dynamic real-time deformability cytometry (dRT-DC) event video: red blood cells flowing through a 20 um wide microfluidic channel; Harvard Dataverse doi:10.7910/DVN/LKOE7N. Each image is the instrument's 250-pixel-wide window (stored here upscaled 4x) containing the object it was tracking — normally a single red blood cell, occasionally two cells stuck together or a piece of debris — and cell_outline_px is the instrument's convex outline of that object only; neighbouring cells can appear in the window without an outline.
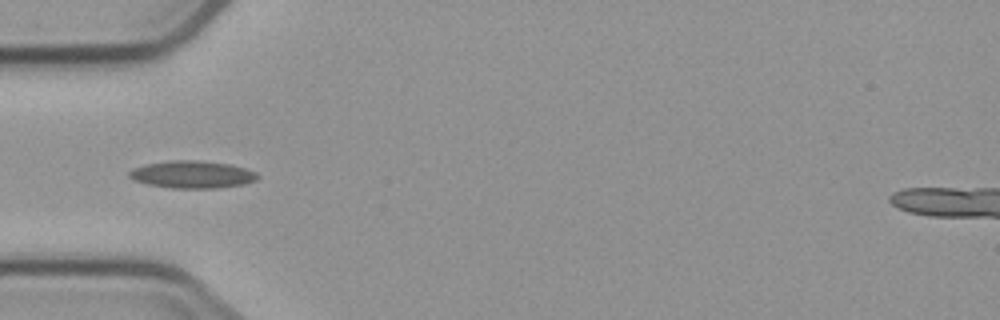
{"species": "common noctule bat (a hibernating species)", "species_latin": "Nyctalus noctula", "temperature_condition": "cold", "stored_images_in_passage": 2, "camera_frame_rate_fps": 3000, "um_per_image_px": 0.085, "animal": {"sex": "male", "body_mass_g": 23.1, "forearm_length_mm": 52.7}, "frame": {"image": 1, "passage_image": 1, "time_ms": 0.0, "image_size_px": [1000, 320], "cell_outline_px": [[260, 176], [256, 180], [244, 184], [216, 188], [172, 188], [148, 184], [136, 180], [128, 176], [128, 172], [132, 168], [144, 164], [168, 160], [196, 160], [232, 164], [256, 172]], "centroid_in_image_um": [16.34, 14.82], "position_along_channel_um": 68.7, "area_um2": 20.58}}
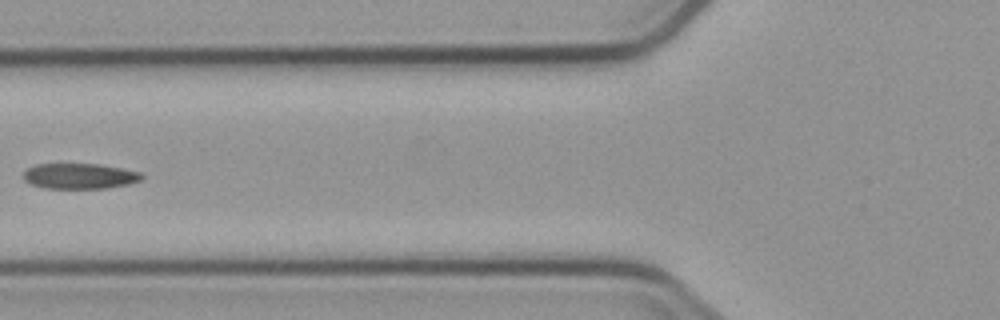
{"frame": {"image": 2, "passage_image": 2, "time_ms": 1.333, "image_size_px": [1000, 320], "cell_outline_px": [[144, 176], [140, 180], [128, 184], [108, 188], [48, 188], [32, 184], [24, 180], [24, 172], [28, 168], [36, 164], [96, 164], [120, 168], [140, 172]], "centroid_in_image_um": [6.77, 14.96], "position_along_channel_um": 119.0, "area_um2": 17.34}}